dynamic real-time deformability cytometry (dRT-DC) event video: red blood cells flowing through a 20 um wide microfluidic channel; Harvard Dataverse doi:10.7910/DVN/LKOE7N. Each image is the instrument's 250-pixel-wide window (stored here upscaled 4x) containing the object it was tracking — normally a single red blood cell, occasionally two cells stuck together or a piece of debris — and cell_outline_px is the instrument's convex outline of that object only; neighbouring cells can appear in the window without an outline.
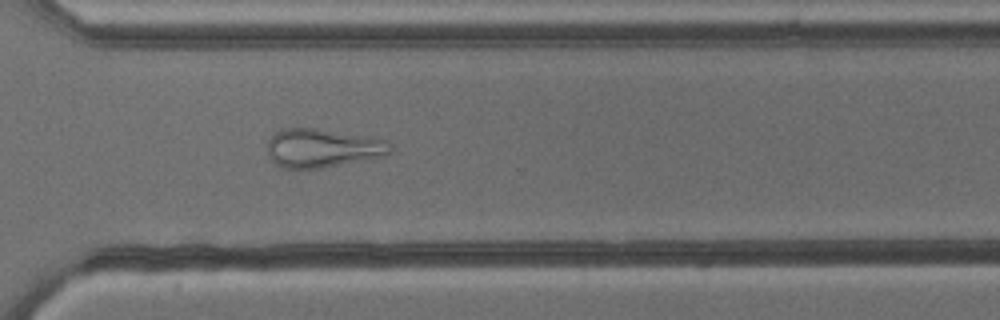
{"species": "common noctule bat (a hibernating species)", "species_latin": "Nyctalus noctula", "temperature_condition": "cold", "stored_images_in_passage": 54, "camera_frame_rate_fps": 3000, "um_per_image_px": 0.085, "animal": {"sex": "male", "body_mass_g": 13.3}, "frame": {"image": 1, "passage_image": 39, "time_ms": 12.667, "image_size_px": [1000, 320], "cell_outline_px": [[392, 152], [384, 156], [320, 168], [284, 168], [276, 164], [272, 160], [268, 152], [268, 140], [276, 132], [288, 128], [312, 128], [364, 136], [388, 140], [392, 144]], "centroid_in_image_um": [27.44, 12.59], "position_along_channel_um": 343.2, "area_um2": 27.34}, "authors_computed_cell_mechanics": {"area_um2": 28.4087, "velocity_mm_per_s": 3.8173, "shape_relaxation_time_tau1_ms": null, "shape_relaxation_time_tau2_ms": 3.4697, "deformation_change_tau1": null, "deformation_change_tau2": 0.1445}}